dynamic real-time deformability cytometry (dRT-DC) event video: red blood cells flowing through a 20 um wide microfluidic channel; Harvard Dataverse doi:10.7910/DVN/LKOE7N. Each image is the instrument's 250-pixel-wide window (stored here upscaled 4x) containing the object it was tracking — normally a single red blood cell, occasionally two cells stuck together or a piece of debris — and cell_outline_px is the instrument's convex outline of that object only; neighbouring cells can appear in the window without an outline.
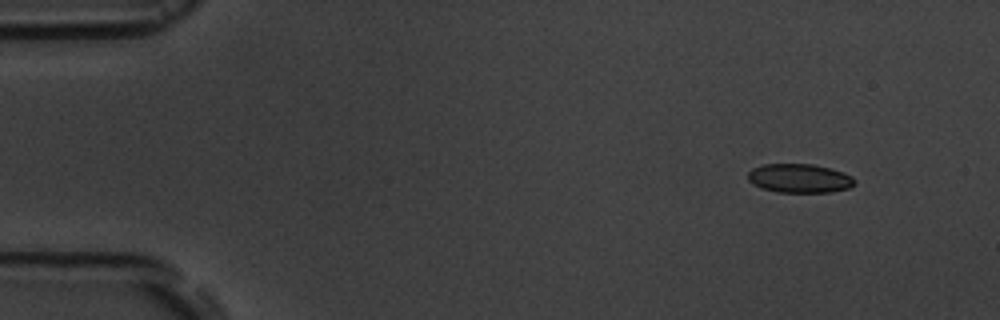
{"species": "common noctule bat (a hibernating species)", "species_latin": "Nyctalus noctula", "temperature_condition": "room temperature", "stored_images_in_passage": 5, "camera_frame_rate_fps": 3000, "um_per_image_px": 0.085, "animal": {"sex": "male", "body_mass_g": 19.5, "forearm_length_mm": 54.6}, "frame": {"image": 1, "passage_image": 2, "time_ms": 1.0, "image_size_px": [1000, 320], "cell_outline_px": [[856, 184], [848, 188], [832, 192], [776, 192], [760, 188], [748, 180], [748, 172], [752, 168], [764, 164], [812, 164], [828, 168], [852, 176], [856, 180]], "centroid_in_image_um": [67.94, 15.16], "position_along_channel_um": 17.1, "area_um2": 17.98}}
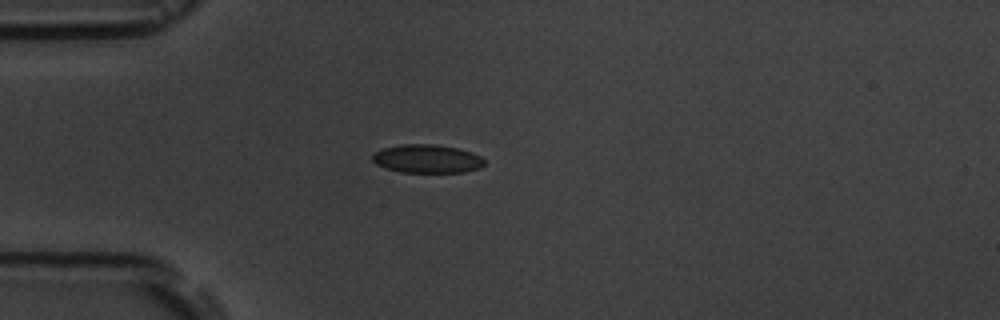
{"frame": {"image": 2, "passage_image": 5, "time_ms": 4.333, "image_size_px": [1000, 320], "cell_outline_px": [[484, 164], [480, 168], [464, 172], [400, 172], [384, 168], [376, 164], [372, 160], [372, 152], [384, 148], [404, 144], [432, 144], [456, 148], [472, 152], [480, 156], [484, 160]], "centroid_in_image_um": [36.27, 13.5], "position_along_channel_um": 48.7, "area_um2": 18.55}}